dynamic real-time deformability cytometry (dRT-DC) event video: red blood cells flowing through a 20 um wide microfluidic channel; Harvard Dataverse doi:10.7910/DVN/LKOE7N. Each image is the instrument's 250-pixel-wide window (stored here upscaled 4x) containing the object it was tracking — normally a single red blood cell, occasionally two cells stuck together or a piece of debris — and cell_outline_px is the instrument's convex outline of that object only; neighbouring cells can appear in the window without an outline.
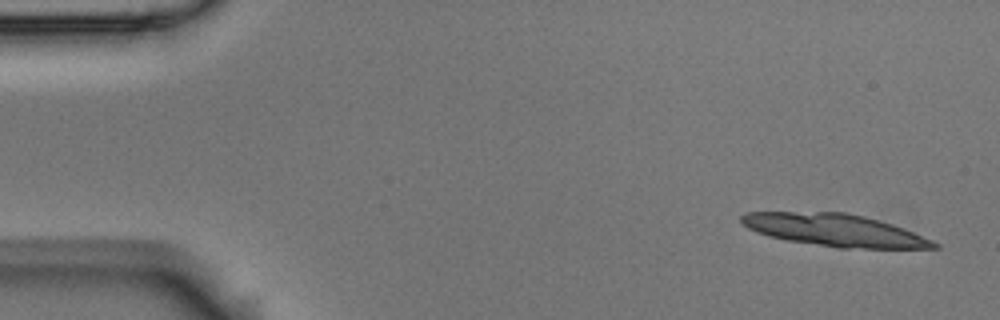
{"species": "Egyptian fruit bat (a non-hibernating species)", "species_latin": "Rousettus aegyptiacus", "temperature_condition": "room temperature", "stored_images_in_passage": 5, "camera_frame_rate_fps": 3000, "um_per_image_px": 0.085, "animal": {"sex": "male"}, "frame": {"image": 1, "passage_image": 1, "time_ms": 0.0, "image_size_px": [1000, 320], "cell_outline_px": [[940, 248], [836, 248], [788, 240], [768, 236], [756, 232], [748, 228], [740, 220], [740, 216], [744, 212], [844, 212], [864, 216], [892, 224], [904, 228], [932, 240], [940, 244]], "centroid_in_image_um": [70.94, 19.56], "position_along_channel_um": 14.1, "area_um2": 36.18}}